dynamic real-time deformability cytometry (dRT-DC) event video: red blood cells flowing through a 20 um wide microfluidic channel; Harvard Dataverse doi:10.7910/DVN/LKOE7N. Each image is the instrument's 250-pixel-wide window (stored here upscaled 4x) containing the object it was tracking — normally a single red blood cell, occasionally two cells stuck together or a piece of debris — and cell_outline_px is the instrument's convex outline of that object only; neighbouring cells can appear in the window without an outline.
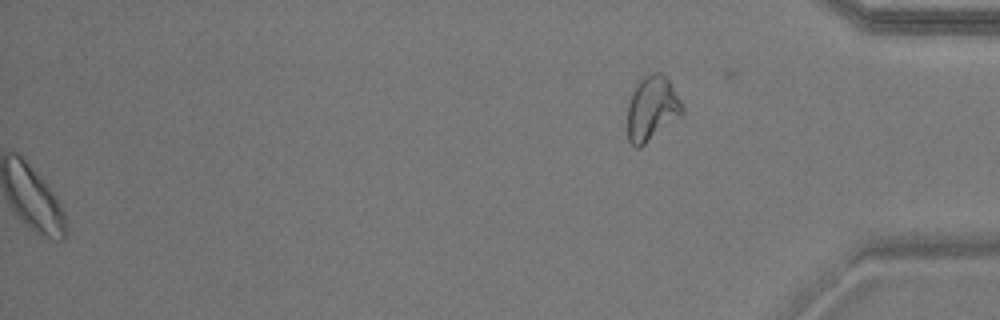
{"species": "common noctule bat (a hibernating species)", "species_latin": "Nyctalus noctula", "temperature_condition": "warm", "stored_images_in_passage": 39, "segment_of_instrument_passage": [2, 2], "camera_frame_rate_fps": 3000, "um_per_image_px": 0.085, "animal": {"sex": "male", "body_mass_g": 17.9}, "frame": {"image": 1, "passage_image": 39, "time_ms": 12.667, "image_size_px": [1000, 320], "cell_outline_px": [[684, 112], [680, 116], [640, 148], [636, 148], [628, 140], [628, 104], [632, 92], [636, 84], [644, 76], [652, 72], [660, 72], [668, 80], [680, 100], [684, 108]], "centroid_in_image_um": [55.4, 9.22], "position_along_channel_um": 379.8, "area_um2": 20.4}}